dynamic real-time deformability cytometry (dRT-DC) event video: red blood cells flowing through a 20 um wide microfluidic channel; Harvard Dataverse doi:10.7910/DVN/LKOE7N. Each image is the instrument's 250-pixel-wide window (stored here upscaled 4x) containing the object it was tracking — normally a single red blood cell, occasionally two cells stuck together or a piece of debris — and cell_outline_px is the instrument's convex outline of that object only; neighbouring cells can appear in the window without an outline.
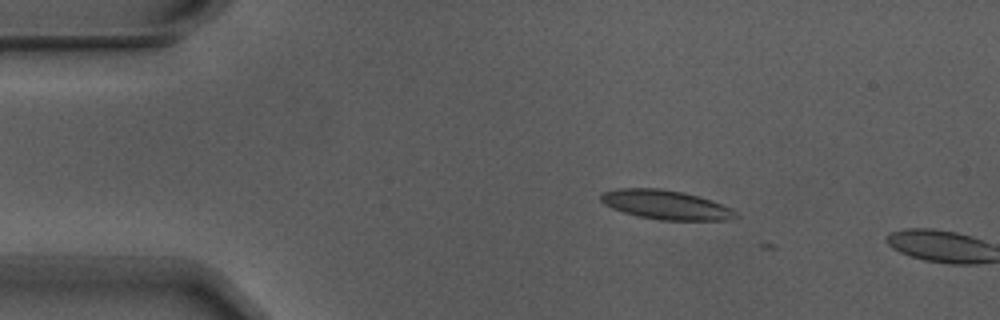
{"species": "Egyptian fruit bat (a non-hibernating species)", "species_latin": "Rousettus aegyptiacus", "temperature_condition": "warm", "stored_images_in_passage": 2, "camera_frame_rate_fps": 3000, "um_per_image_px": 0.085, "animal": {"sex": "male"}, "frame": {"image": 1, "passage_image": 1, "time_ms": 0.0, "image_size_px": [1000, 320], "cell_outline_px": [[740, 216], [728, 220], [660, 220], [640, 216], [624, 212], [612, 208], [604, 204], [600, 200], [600, 196], [604, 192], [620, 188], [660, 188], [684, 192], [720, 204], [736, 212]], "centroid_in_image_um": [56.57, 17.41], "position_along_channel_um": 28.4, "area_um2": 22.6}}